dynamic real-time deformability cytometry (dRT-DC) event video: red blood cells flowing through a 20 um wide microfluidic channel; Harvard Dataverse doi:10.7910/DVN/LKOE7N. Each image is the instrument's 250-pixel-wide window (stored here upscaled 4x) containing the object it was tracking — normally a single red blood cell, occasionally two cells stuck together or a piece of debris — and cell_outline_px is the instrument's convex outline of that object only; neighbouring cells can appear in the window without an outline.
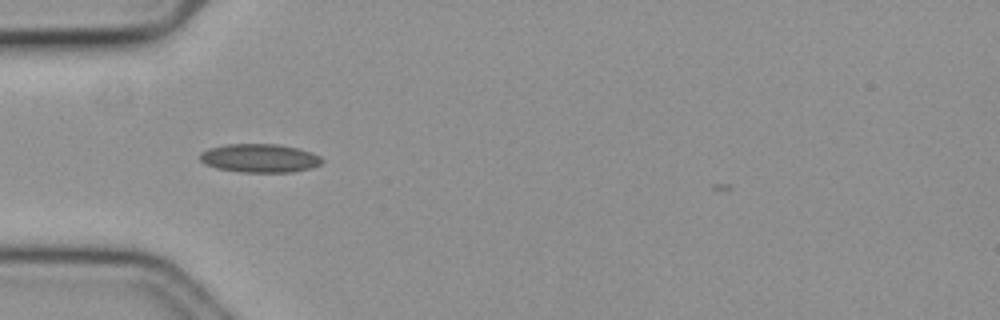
{"species": "common noctule bat (a hibernating species)", "species_latin": "Nyctalus noctula", "temperature_condition": "cold", "stored_images_in_passage": 37, "camera_frame_rate_fps": 3000, "um_per_image_px": 0.085, "animal": {"sex": "female", "body_mass_g": 19.3, "forearm_length_mm": 54.1}, "frame": {"image": 1, "passage_image": 1, "time_ms": 0.0, "image_size_px": [1000, 320], "cell_outline_px": [[324, 160], [320, 164], [312, 168], [292, 172], [240, 172], [216, 168], [204, 164], [200, 160], [200, 152], [208, 148], [228, 144], [276, 144], [296, 148], [312, 152], [320, 156]], "centroid_in_image_um": [22.06, 13.45], "position_along_channel_um": 62.9, "area_um2": 20.4}}
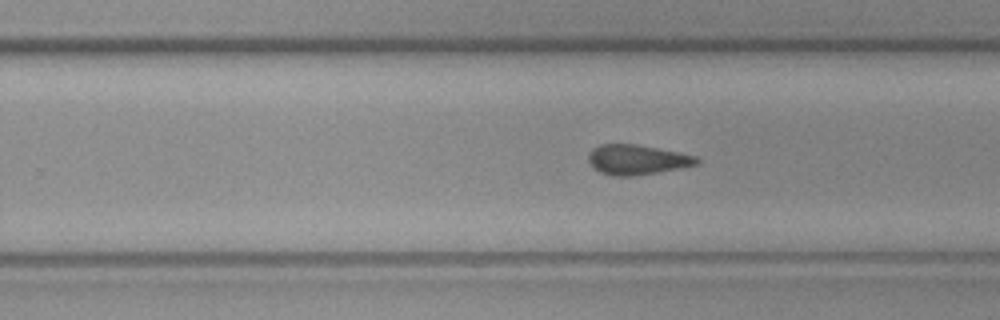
{"frame": {"image": 2, "passage_image": 19, "time_ms": 6.0, "image_size_px": [1000, 320], "cell_outline_px": [[700, 164], [680, 168], [632, 176], [612, 176], [600, 172], [592, 168], [588, 160], [588, 156], [592, 148], [600, 144], [636, 144], [696, 156], [700, 160]], "centroid_in_image_um": [54.11, 13.58], "position_along_channel_um": 275.7, "area_um2": 18.84}}
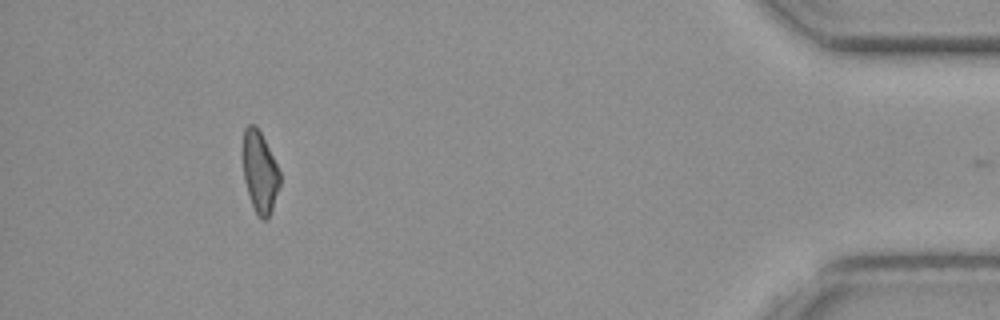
{"frame": {"image": 3, "passage_image": 36, "time_ms": 11.667, "image_size_px": [1000, 320], "cell_outline_px": [[280, 184], [272, 208], [268, 216], [264, 220], [260, 220], [256, 216], [244, 180], [240, 148], [244, 128], [248, 124], [256, 124], [280, 172]], "centroid_in_image_um": [22.03, 14.58], "position_along_channel_um": 413.2, "area_um2": 17.86}, "authors_computed_cell_mechanics": {"area_um2": 18.8428, "velocity_mm_per_s": 3.5796, "shape_relaxation_time_tau1_ms": null, "shape_relaxation_time_tau2_ms": 4.6217, "deformation_change_tau1": null, "deformation_change_tau2": 0.099}}